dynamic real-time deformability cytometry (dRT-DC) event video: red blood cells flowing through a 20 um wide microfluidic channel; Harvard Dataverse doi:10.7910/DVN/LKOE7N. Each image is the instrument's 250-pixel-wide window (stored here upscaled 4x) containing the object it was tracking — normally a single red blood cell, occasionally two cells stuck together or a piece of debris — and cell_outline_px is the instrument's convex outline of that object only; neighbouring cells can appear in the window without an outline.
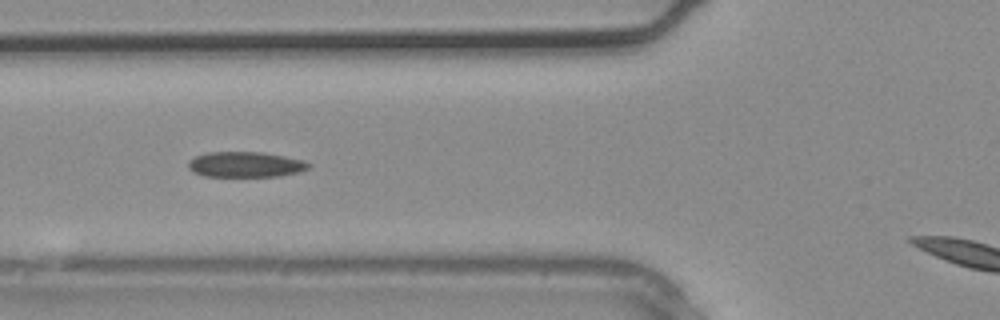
{"species": "common noctule bat (a hibernating species)", "species_latin": "Nyctalus noctula", "temperature_condition": "warm", "stored_images_in_passage": 4, "camera_frame_rate_fps": 3000, "um_per_image_px": 0.085, "animal": {"sex": "male", "body_mass_g": 20.4}, "frame": {"image": 1, "passage_image": 4, "time_ms": 1.0, "image_size_px": [1000, 320], "cell_outline_px": [[312, 164], [308, 168], [300, 172], [280, 176], [204, 176], [192, 172], [188, 168], [188, 160], [196, 156], [208, 152], [264, 152], [304, 160]], "centroid_in_image_um": [20.87, 13.98], "position_along_channel_um": 104.9, "area_um2": 17.98}}